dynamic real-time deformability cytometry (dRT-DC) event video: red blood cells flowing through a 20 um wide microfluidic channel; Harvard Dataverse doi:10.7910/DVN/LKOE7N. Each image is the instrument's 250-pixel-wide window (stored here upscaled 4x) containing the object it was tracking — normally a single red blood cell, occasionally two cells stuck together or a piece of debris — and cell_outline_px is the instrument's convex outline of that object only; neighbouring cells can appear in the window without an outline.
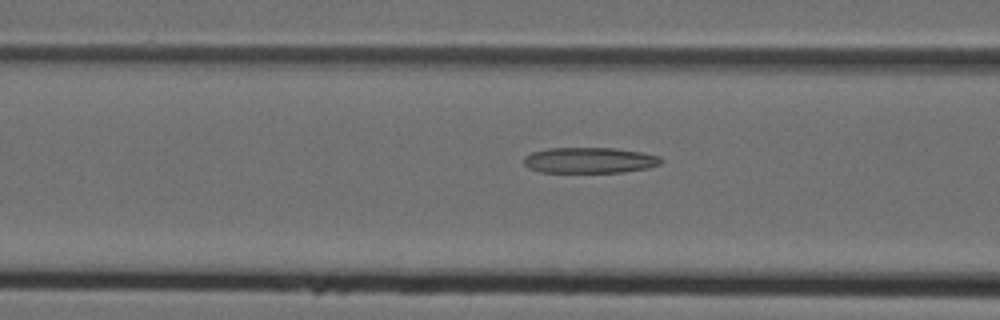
{"species": "Egyptian fruit bat (a non-hibernating species)", "species_latin": "Rousettus aegyptiacus", "temperature_condition": "cold", "stored_images_in_passage": 36, "camera_frame_rate_fps": 3000, "um_per_image_px": 0.085, "animal": {"sex": "female"}, "frame": {"image": 1, "passage_image": 14, "time_ms": 4.333, "image_size_px": [1000, 320], "cell_outline_px": [[664, 160], [660, 164], [648, 168], [624, 172], [540, 172], [528, 168], [524, 164], [524, 156], [532, 152], [548, 148], [616, 148], [640, 152], [660, 156]], "centroid_in_image_um": [50.12, 13.62], "position_along_channel_um": 116.5, "area_um2": 20.69}}
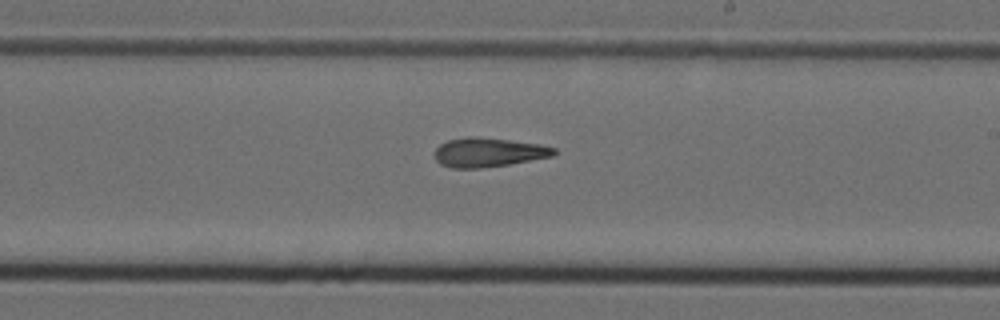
{"frame": {"image": 2, "passage_image": 24, "time_ms": 7.667, "image_size_px": [1000, 320], "cell_outline_px": [[556, 152], [552, 156], [508, 164], [480, 168], [452, 168], [440, 164], [436, 160], [436, 148], [440, 144], [448, 140], [468, 136], [476, 136], [540, 144], [556, 148]], "centroid_in_image_um": [41.5, 12.94], "position_along_channel_um": 247.5, "area_um2": 20.11}}
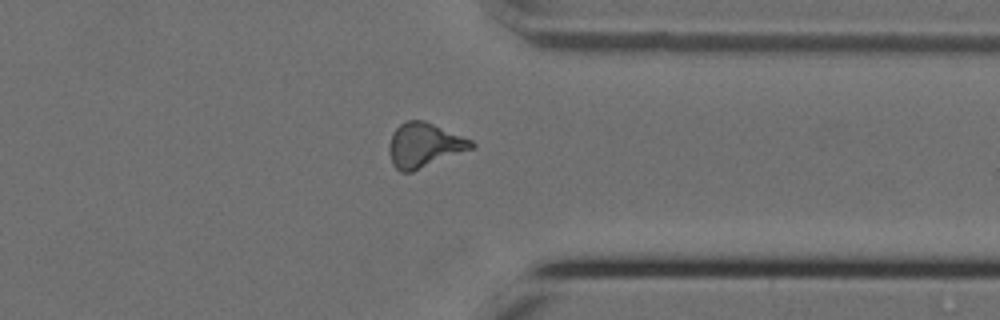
{"frame": {"image": 3, "passage_image": 34, "time_ms": 11.0, "image_size_px": [1000, 320], "cell_outline_px": [[476, 148], [412, 172], [400, 172], [392, 164], [388, 152], [388, 144], [392, 132], [400, 124], [408, 120], [424, 120], [472, 140], [476, 144]], "centroid_in_image_um": [36.06, 12.35], "position_along_channel_um": 375.3, "area_um2": 21.68}}